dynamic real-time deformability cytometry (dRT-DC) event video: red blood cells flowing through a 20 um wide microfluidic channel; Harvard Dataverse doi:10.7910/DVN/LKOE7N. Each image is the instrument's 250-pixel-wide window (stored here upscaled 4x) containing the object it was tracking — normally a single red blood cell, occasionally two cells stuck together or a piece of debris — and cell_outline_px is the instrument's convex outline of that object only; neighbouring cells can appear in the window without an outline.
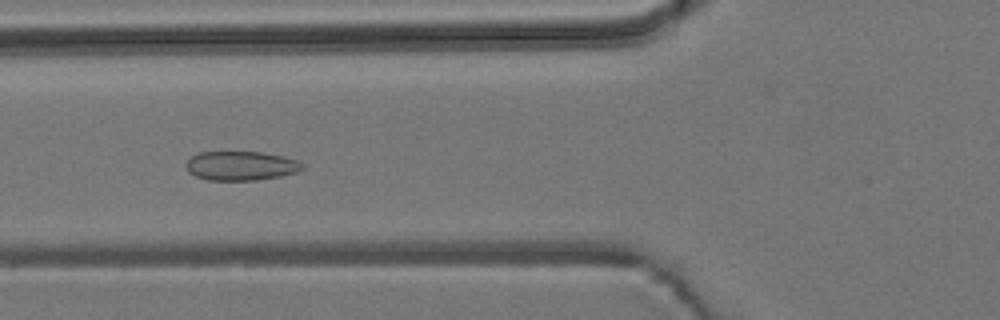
{"species": "common noctule bat (a hibernating species)", "species_latin": "Nyctalus noctula", "temperature_condition": "room temperature", "stored_images_in_passage": 54, "camera_frame_rate_fps": 3000, "um_per_image_px": 0.085, "animal": {"sex": "male", "body_mass_g": 19.2, "forearm_length_mm": 51.8}, "frame": {"image": 1, "passage_image": 20, "time_ms": 6.333, "image_size_px": [1000, 320], "cell_outline_px": [[304, 168], [296, 172], [280, 176], [256, 180], [208, 180], [196, 176], [188, 172], [184, 164], [192, 156], [200, 152], [260, 152], [284, 156], [296, 160], [304, 164]], "centroid_in_image_um": [20.47, 14.09], "position_along_channel_um": 105.3, "area_um2": 19.77}}
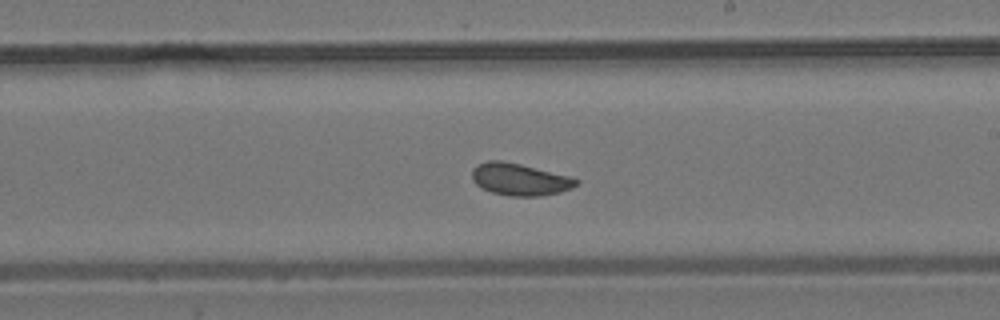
{"frame": {"image": 2, "passage_image": 31, "time_ms": 10.0, "image_size_px": [1000, 320], "cell_outline_px": [[580, 180], [572, 188], [560, 192], [540, 196], [508, 196], [492, 192], [480, 188], [472, 180], [472, 168], [476, 164], [488, 160], [500, 160], [520, 164], [568, 176]], "centroid_in_image_um": [44.12, 15.25], "position_along_channel_um": 244.9, "area_um2": 19.48}}
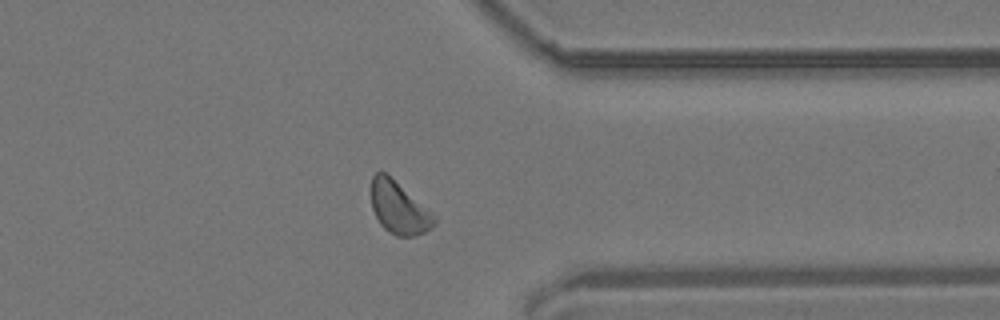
{"frame": {"image": 3, "passage_image": 42, "time_ms": 13.667, "image_size_px": [1000, 320], "cell_outline_px": [[436, 224], [432, 228], [416, 236], [396, 236], [384, 228], [380, 224], [372, 208], [372, 176], [376, 172], [384, 172], [428, 208], [436, 216]], "centroid_in_image_um": [33.93, 17.7], "position_along_channel_um": 377.5, "area_um2": 18.96}, "authors_computed_cell_mechanics": {"area_um2": 19.5942, "velocity_mm_per_s": 3.8006, "shape_relaxation_time_tau1_ms": null, "shape_relaxation_time_tau2_ms": 1.6247, "deformation_change_tau1": null, "deformation_change_tau2": 0.0641}}